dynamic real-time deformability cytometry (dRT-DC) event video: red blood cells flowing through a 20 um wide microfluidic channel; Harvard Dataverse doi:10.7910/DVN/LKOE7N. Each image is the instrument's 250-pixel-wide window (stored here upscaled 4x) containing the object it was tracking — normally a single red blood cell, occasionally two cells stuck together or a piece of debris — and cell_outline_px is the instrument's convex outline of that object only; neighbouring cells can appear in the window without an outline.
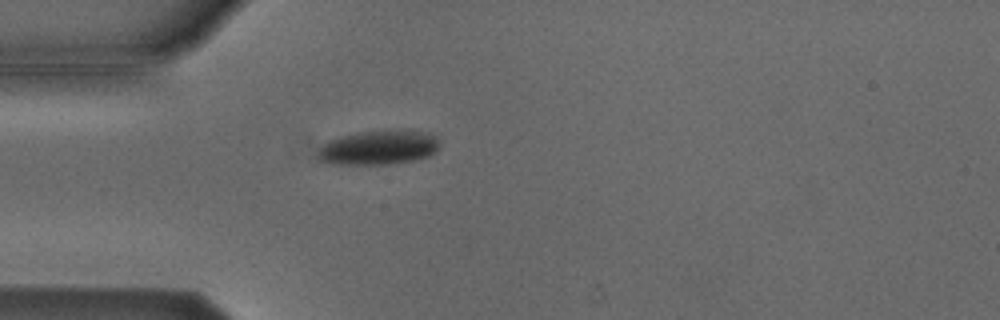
{"species": "Egyptian fruit bat (a non-hibernating species)", "species_latin": "Rousettus aegyptiacus", "temperature_condition": "cold", "stored_images_in_passage": 1, "camera_frame_rate_fps": 3000, "um_per_image_px": 0.085, "animal": {"sex": "male"}, "frame": {"image": 1, "passage_image": 1, "time_ms": 0.0, "image_size_px": [1000, 320], "cell_outline_px": [[440, 148], [428, 156], [412, 160], [392, 164], [336, 164], [320, 160], [316, 156], [316, 152], [328, 140], [340, 136], [356, 132], [408, 128], [428, 132], [436, 136], [440, 144]], "centroid_in_image_um": [32.22, 12.5], "position_along_channel_um": 52.8, "area_um2": 24.97}}